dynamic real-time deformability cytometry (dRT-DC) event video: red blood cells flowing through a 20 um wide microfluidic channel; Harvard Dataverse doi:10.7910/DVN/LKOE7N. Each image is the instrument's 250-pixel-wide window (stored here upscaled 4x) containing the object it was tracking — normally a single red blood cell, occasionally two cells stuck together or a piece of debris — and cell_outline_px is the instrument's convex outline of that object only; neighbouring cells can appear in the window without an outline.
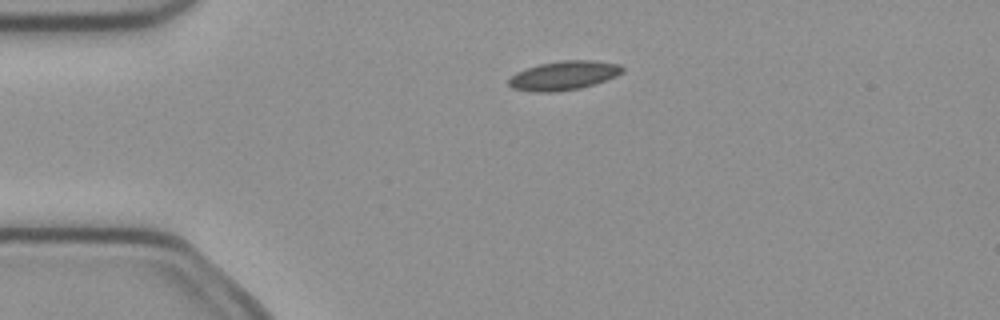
{"species": "common noctule bat (a hibernating species)", "species_latin": "Nyctalus noctula", "temperature_condition": "cold", "stored_images_in_passage": 3, "camera_frame_rate_fps": 3000, "um_per_image_px": 0.085, "animal": {"sex": "female", "body_mass_g": 21.9}, "frame": {"image": 1, "passage_image": 1, "time_ms": 0.0, "image_size_px": [1000, 320], "cell_outline_px": [[624, 72], [616, 76], [580, 88], [556, 92], [532, 92], [512, 88], [508, 84], [508, 80], [516, 72], [540, 64], [560, 60], [592, 60], [620, 64], [624, 68]], "centroid_in_image_um": [47.91, 6.42], "position_along_channel_um": 37.1, "area_um2": 19.19}}